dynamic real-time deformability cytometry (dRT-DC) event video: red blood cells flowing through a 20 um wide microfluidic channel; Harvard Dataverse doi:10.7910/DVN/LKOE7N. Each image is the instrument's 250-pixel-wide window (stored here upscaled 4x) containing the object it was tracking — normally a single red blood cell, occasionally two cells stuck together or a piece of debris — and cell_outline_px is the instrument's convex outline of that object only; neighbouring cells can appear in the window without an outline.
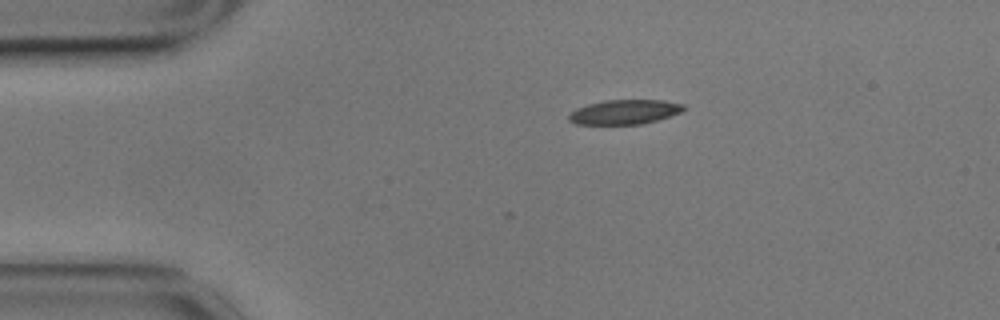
{"species": "common noctule bat (a hibernating species)", "species_latin": "Nyctalus noctula", "temperature_condition": "cold", "stored_images_in_passage": 18, "camera_frame_rate_fps": 3000, "um_per_image_px": 0.085, "animal": {"sex": "male", "body_mass_g": 17.9}, "frame": {"image": 1, "passage_image": 1, "time_ms": 0.0, "image_size_px": [1000, 320], "cell_outline_px": [[688, 108], [680, 112], [644, 124], [576, 124], [568, 120], [568, 116], [576, 108], [588, 104], [604, 100], [664, 100], [684, 104]], "centroid_in_image_um": [53.1, 9.51], "position_along_channel_um": 31.9, "area_um2": 16.42}}